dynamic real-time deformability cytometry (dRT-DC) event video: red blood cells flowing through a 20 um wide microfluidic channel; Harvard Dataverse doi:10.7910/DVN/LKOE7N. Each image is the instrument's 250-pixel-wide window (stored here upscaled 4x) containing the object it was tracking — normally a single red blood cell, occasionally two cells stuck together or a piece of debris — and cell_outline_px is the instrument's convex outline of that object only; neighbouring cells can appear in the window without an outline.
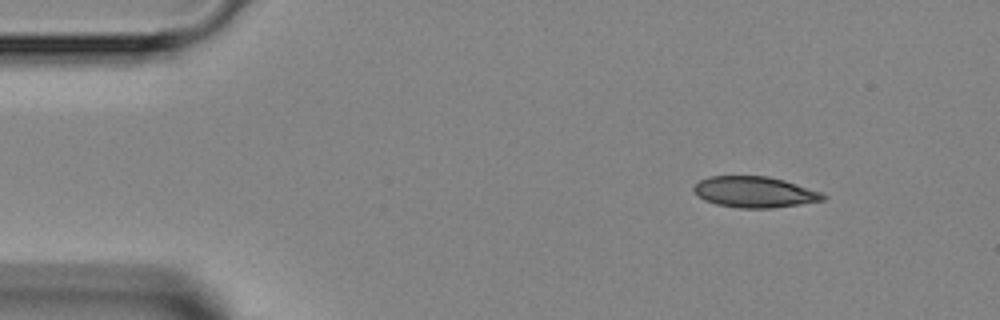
{"species": "Egyptian fruit bat (a non-hibernating species)", "species_latin": "Rousettus aegyptiacus", "temperature_condition": "room temperature", "stored_images_in_passage": 1, "camera_frame_rate_fps": 3000, "um_per_image_px": 0.085, "animal": {"sex": "female"}, "frame": {"image": 1, "passage_image": 1, "time_ms": 0.0, "image_size_px": [1000, 320], "cell_outline_px": [[828, 196], [824, 200], [800, 204], [772, 208], [740, 208], [716, 204], [704, 200], [692, 188], [700, 180], [708, 176], [768, 176], [784, 180], [820, 192]], "centroid_in_image_um": [64.14, 16.32], "position_along_channel_um": 20.9, "area_um2": 23.18}}